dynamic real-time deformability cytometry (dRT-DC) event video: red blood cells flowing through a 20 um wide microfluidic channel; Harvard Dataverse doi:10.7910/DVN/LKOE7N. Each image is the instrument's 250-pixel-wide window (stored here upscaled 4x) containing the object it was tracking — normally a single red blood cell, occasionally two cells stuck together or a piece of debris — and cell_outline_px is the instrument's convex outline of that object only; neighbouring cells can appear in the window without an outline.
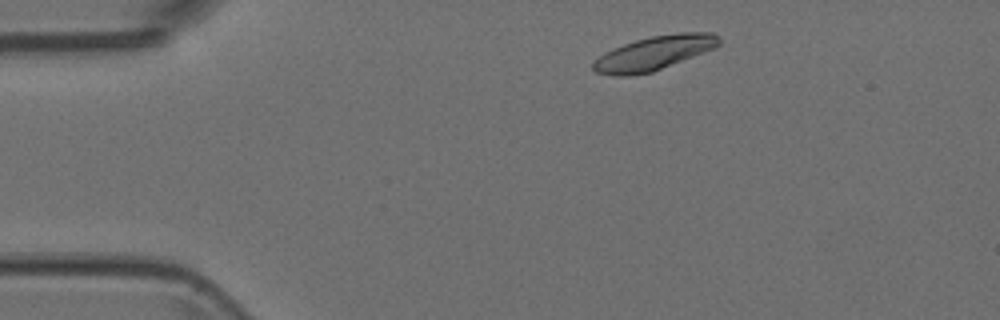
{"species": "Egyptian fruit bat (a non-hibernating species)", "species_latin": "Rousettus aegyptiacus", "temperature_condition": "room temperature", "stored_images_in_passage": 3, "camera_frame_rate_fps": 3000, "um_per_image_px": 0.085, "animal": {"sex": "female"}, "frame": {"image": 1, "passage_image": 1, "time_ms": 0.0, "image_size_px": [1000, 320], "cell_outline_px": [[720, 44], [716, 48], [652, 72], [628, 76], [612, 76], [596, 72], [592, 68], [592, 64], [604, 52], [612, 48], [636, 40], [652, 36], [676, 32], [712, 32], [720, 40]], "centroid_in_image_um": [55.6, 4.51], "position_along_channel_um": 29.4, "area_um2": 25.03}}
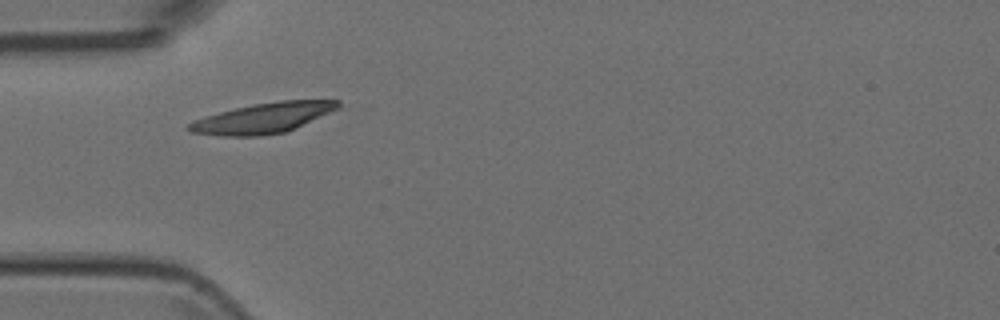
{"frame": {"image": 2, "passage_image": 3, "time_ms": 0.667, "image_size_px": [1000, 320], "cell_outline_px": [[340, 108], [284, 132], [260, 136], [220, 136], [192, 132], [184, 128], [192, 120], [220, 112], [252, 104], [280, 100], [340, 100]], "centroid_in_image_um": [22.33, 10.03], "position_along_channel_um": 62.7, "area_um2": 26.13}}